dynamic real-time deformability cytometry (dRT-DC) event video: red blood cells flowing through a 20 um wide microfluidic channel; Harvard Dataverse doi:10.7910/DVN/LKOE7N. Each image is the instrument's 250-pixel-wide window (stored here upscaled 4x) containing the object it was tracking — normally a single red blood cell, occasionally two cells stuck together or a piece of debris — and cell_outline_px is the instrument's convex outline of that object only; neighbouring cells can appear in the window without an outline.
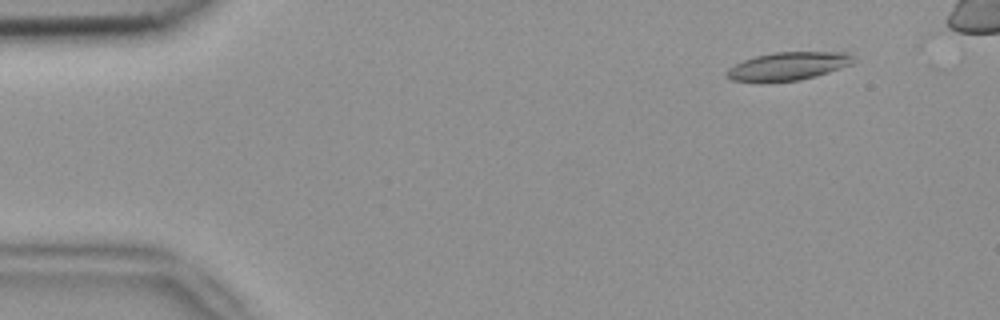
{"species": "common noctule bat (a hibernating species)", "species_latin": "Nyctalus noctula", "temperature_condition": "room temperature", "stored_images_in_passage": 8, "camera_frame_rate_fps": 3000, "um_per_image_px": 0.085, "animal": {"sex": "female", "body_mass_g": 18.4}, "frame": {"image": 1, "passage_image": 2, "time_ms": 0.333, "image_size_px": [1000, 320], "cell_outline_px": [[856, 60], [852, 64], [816, 76], [800, 80], [764, 84], [732, 80], [724, 76], [724, 72], [728, 68], [744, 60], [756, 56], [772, 52], [848, 52]], "centroid_in_image_um": [66.93, 5.65], "position_along_channel_um": 18.1, "area_um2": 21.33}}
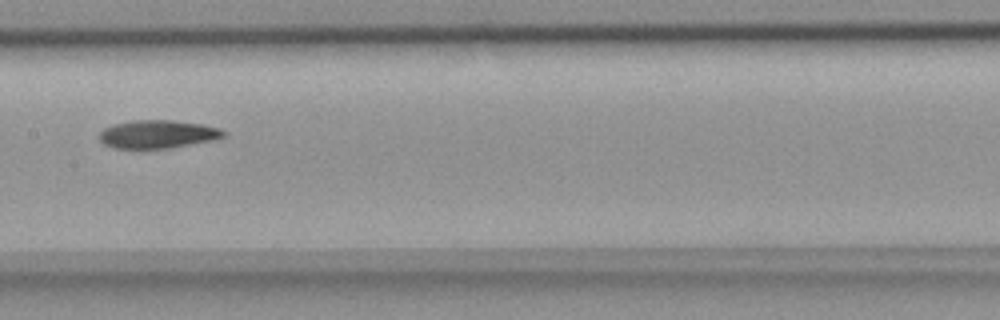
{"frame": {"image": 2, "passage_image": 8, "time_ms": 2.333, "image_size_px": [1000, 320], "cell_outline_px": [[228, 136], [212, 140], [172, 148], [116, 148], [104, 144], [100, 140], [100, 132], [104, 128], [112, 124], [132, 120], [172, 120], [204, 124], [220, 128], [228, 132]], "centroid_in_image_um": [13.46, 11.39], "position_along_channel_um": 193.9, "area_um2": 20.58}}